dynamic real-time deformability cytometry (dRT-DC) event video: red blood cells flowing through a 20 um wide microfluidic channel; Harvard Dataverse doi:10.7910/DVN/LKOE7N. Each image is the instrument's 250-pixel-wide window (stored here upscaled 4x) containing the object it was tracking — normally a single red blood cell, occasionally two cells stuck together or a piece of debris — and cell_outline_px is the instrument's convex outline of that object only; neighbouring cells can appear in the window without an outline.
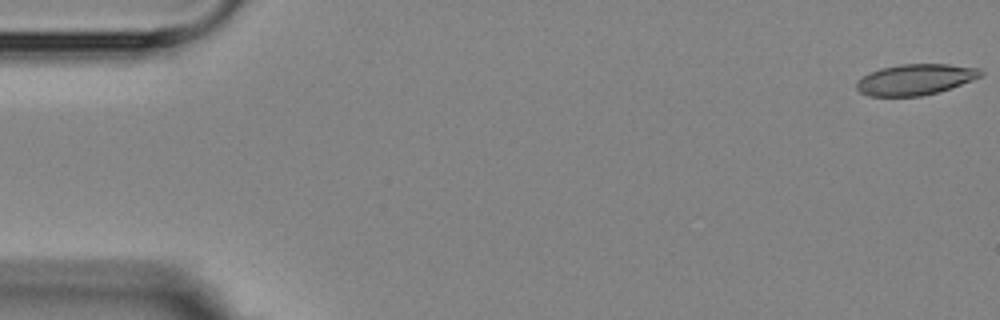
{"species": "Egyptian fruit bat (a non-hibernating species)", "species_latin": "Rousettus aegyptiacus", "temperature_condition": "room temperature", "stored_images_in_passage": 6, "camera_frame_rate_fps": 3000, "um_per_image_px": 0.085, "animal": {"sex": "female"}, "frame": {"image": 1, "passage_image": 1, "time_ms": 0.0, "image_size_px": [1000, 320], "cell_outline_px": [[984, 76], [936, 92], [920, 96], [868, 96], [860, 92], [856, 88], [856, 80], [880, 68], [900, 64], [948, 64], [980, 68], [984, 72]], "centroid_in_image_um": [77.81, 6.75], "position_along_channel_um": 7.2, "area_um2": 22.25}}
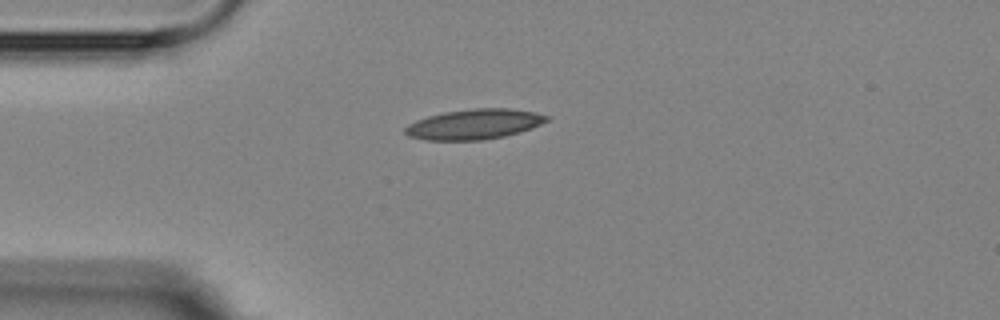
{"frame": {"image": 2, "passage_image": 5, "time_ms": 4.333, "image_size_px": [1000, 320], "cell_outline_px": [[548, 120], [532, 128], [504, 136], [484, 140], [424, 140], [408, 136], [404, 132], [404, 128], [408, 124], [416, 120], [428, 116], [444, 112], [472, 108], [512, 108], [536, 112], [548, 116]], "centroid_in_image_um": [40.29, 10.55], "position_along_channel_um": 44.7, "area_um2": 24.97}}
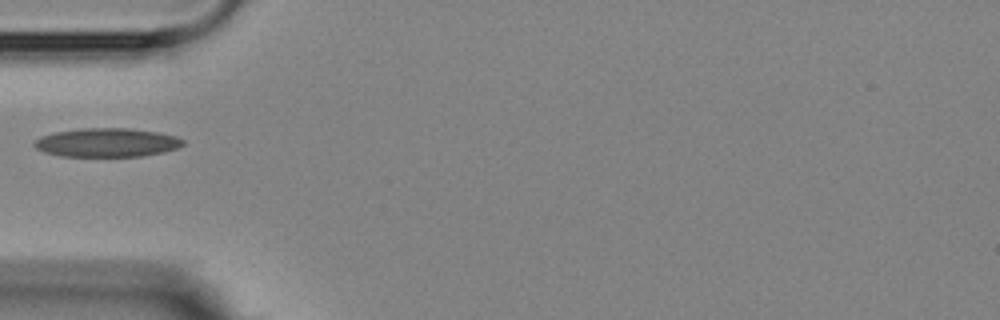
{"frame": {"image": 3, "passage_image": 6, "time_ms": 5.667, "image_size_px": [1000, 320], "cell_outline_px": [[184, 144], [176, 148], [164, 152], [140, 156], [60, 156], [44, 152], [36, 148], [32, 144], [40, 136], [56, 132], [80, 128], [128, 128], [156, 132], [176, 136], [184, 140]], "centroid_in_image_um": [9.07, 12.11], "position_along_channel_um": 75.9, "area_um2": 24.85}}